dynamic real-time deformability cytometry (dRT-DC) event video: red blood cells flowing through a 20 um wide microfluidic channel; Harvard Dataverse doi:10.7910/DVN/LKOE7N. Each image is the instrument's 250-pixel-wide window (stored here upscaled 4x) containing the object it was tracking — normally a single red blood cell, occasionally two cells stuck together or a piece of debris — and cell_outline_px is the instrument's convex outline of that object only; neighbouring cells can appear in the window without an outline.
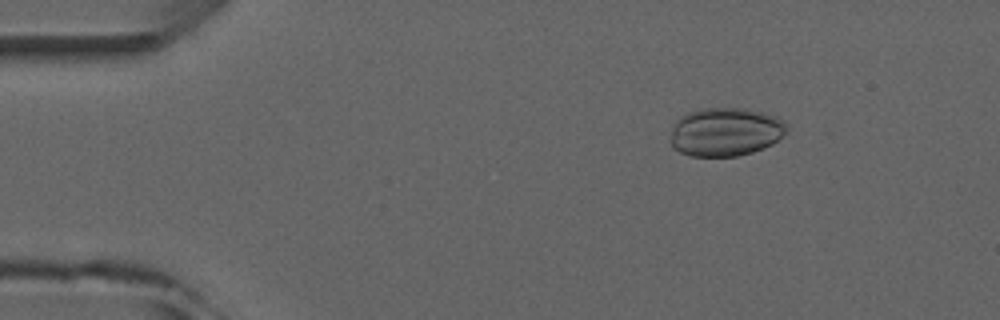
{"species": "common noctule bat (a hibernating species)", "species_latin": "Nyctalus noctula", "temperature_condition": "room temperature", "stored_images_in_passage": 5, "camera_frame_rate_fps": 3000, "um_per_image_px": 0.085, "animal": {"sex": "male", "forearm_length_mm": 52.5}, "frame": {"image": 1, "passage_image": 2, "time_ms": 1.0, "image_size_px": [1000, 320], "cell_outline_px": [[788, 124], [784, 136], [772, 144], [764, 148], [752, 152], [736, 156], [692, 156], [680, 152], [672, 148], [672, 124], [680, 116], [688, 112], [708, 108], [748, 108], [776, 116], [784, 120]], "centroid_in_image_um": [61.69, 11.2], "position_along_channel_um": 23.3, "area_um2": 33.12}}